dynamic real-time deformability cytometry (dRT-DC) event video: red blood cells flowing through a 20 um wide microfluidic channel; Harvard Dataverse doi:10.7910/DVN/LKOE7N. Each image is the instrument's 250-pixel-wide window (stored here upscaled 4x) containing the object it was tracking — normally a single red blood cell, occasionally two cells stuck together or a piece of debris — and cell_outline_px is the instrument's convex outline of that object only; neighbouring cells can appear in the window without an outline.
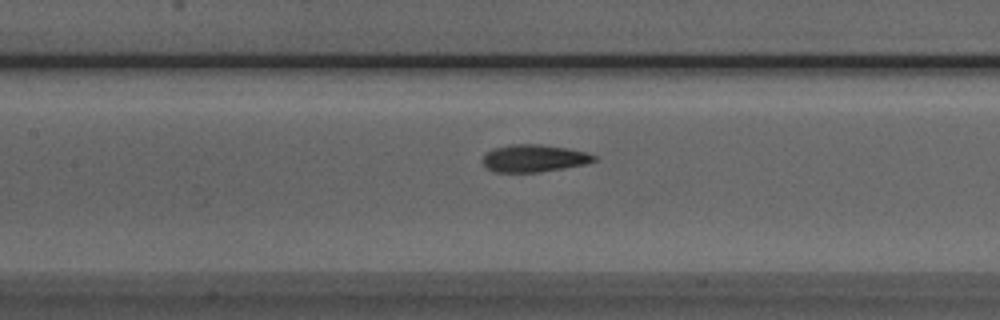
{"species": "Egyptian fruit bat (a non-hibernating species)", "species_latin": "Rousettus aegyptiacus", "temperature_condition": "room temperature", "stored_images_in_passage": 49, "camera_frame_rate_fps": 3000, "um_per_image_px": 0.085, "animal": {"sex": "male"}, "frame": {"image": 1, "passage_image": 23, "time_ms": 7.333, "image_size_px": [1000, 320], "cell_outline_px": [[596, 160], [584, 164], [536, 172], [496, 172], [488, 168], [484, 164], [484, 156], [492, 148], [512, 144], [540, 144], [568, 148], [588, 152], [596, 156]], "centroid_in_image_um": [45.4, 13.44], "position_along_channel_um": 162.0, "area_um2": 17.51}}
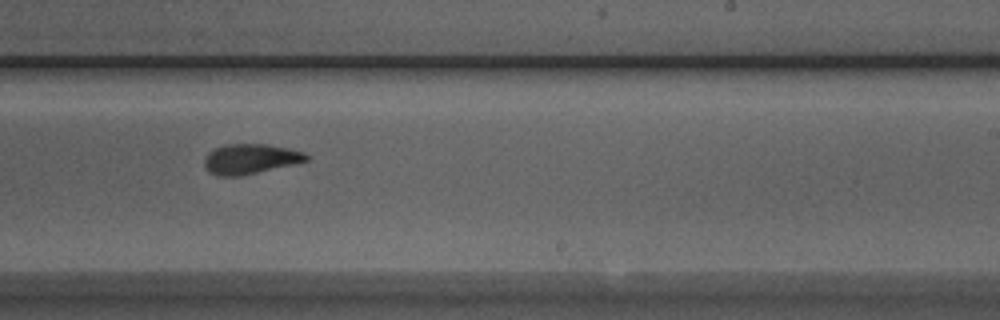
{"frame": {"image": 2, "passage_image": 31, "time_ms": 10.0, "image_size_px": [1000, 320], "cell_outline_px": [[312, 156], [308, 160], [292, 164], [240, 176], [220, 176], [208, 172], [204, 168], [204, 160], [208, 152], [224, 144], [268, 144], [288, 148], [304, 152]], "centroid_in_image_um": [21.26, 13.5], "position_along_channel_um": 267.7, "area_um2": 17.86}}
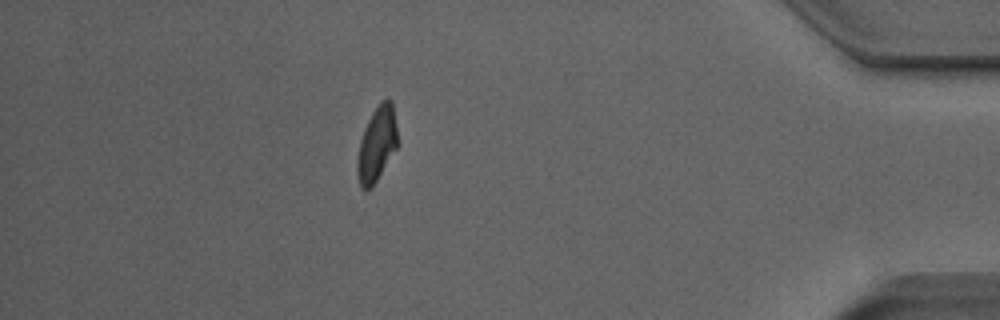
{"frame": {"image": 3, "passage_image": 45, "time_ms": 14.667, "image_size_px": [1000, 320], "cell_outline_px": [[400, 144], [376, 180], [368, 188], [360, 188], [356, 172], [356, 160], [360, 140], [364, 128], [372, 112], [380, 100], [392, 100]], "centroid_in_image_um": [32.04, 12.21], "position_along_channel_um": 403.2, "area_um2": 17.8}, "authors_computed_cell_mechanics": {"area_um2": 18.0336, "velocity_mm_per_s": 3.9709, "shape_relaxation_time_tau1_ms": 3.9711, "shape_relaxation_time_tau2_ms": 1.5629, "deformation_change_tau1": 0.1651, "deformation_change_tau2": 0.0747}}